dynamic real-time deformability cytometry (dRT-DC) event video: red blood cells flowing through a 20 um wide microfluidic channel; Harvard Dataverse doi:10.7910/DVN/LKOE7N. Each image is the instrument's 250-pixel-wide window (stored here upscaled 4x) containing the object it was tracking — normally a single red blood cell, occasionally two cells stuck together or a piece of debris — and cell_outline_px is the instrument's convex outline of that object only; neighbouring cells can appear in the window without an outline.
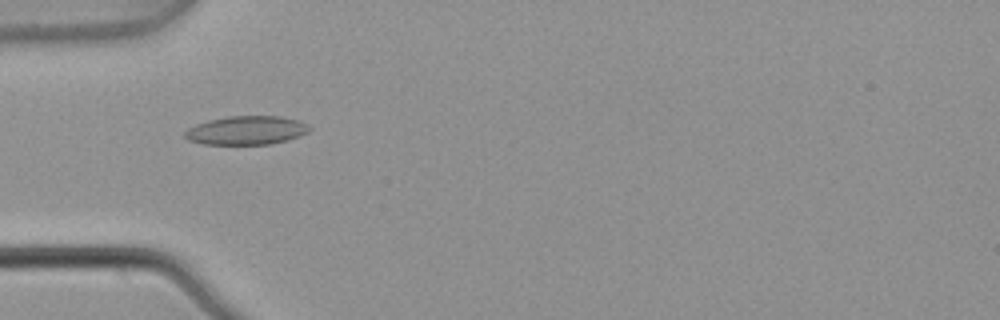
{"species": "common noctule bat (a hibernating species)", "species_latin": "Nyctalus noctula", "temperature_condition": "warm", "stored_images_in_passage": 5, "camera_frame_rate_fps": 3000, "um_per_image_px": 0.085, "animal": {"sex": "male", "body_mass_g": 21.5, "forearm_length_mm": 52.0}, "frame": {"image": 1, "passage_image": 5, "time_ms": 1.333, "image_size_px": [1000, 320], "cell_outline_px": [[312, 128], [308, 132], [300, 136], [288, 140], [272, 144], [204, 144], [188, 140], [184, 136], [184, 132], [188, 128], [196, 124], [208, 120], [228, 116], [280, 116], [300, 120], [308, 124]], "centroid_in_image_um": [20.98, 11.07], "position_along_channel_um": 64.0, "area_um2": 21.04}}